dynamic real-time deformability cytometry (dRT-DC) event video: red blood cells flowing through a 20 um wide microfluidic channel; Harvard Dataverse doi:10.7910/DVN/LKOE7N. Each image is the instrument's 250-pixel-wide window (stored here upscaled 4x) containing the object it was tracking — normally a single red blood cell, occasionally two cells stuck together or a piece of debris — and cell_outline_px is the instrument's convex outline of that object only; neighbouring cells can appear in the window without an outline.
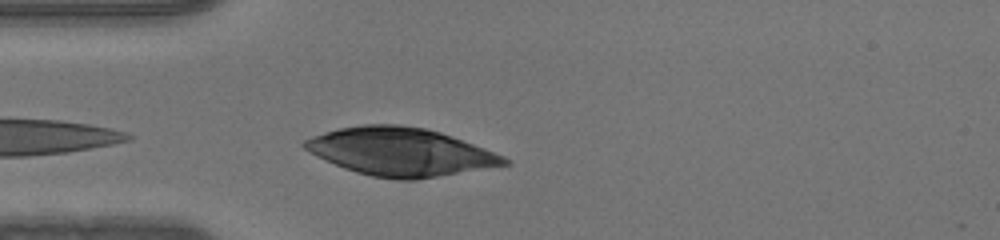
{"species": "human", "species_latin": "Homo sapiens", "temperature_condition": "warm", "stored_images_in_passage": 28, "camera_frame_rate_fps": 3000, "um_per_image_px": 0.085, "donor": {"sex": "male"}, "frame": {"image": 1, "passage_image": 1, "time_ms": 0.0, "image_size_px": [1000, 240], "cell_outline_px": [[512, 164], [416, 180], [400, 180], [372, 176], [356, 172], [344, 168], [316, 156], [304, 148], [300, 144], [304, 140], [312, 136], [324, 132], [340, 128], [364, 124], [400, 124], [424, 128], [440, 132], [452, 136], [484, 148], [504, 156]], "centroid_in_image_um": [34.03, 12.9], "position_along_channel_um": 51.0, "area_um2": 55.78}}
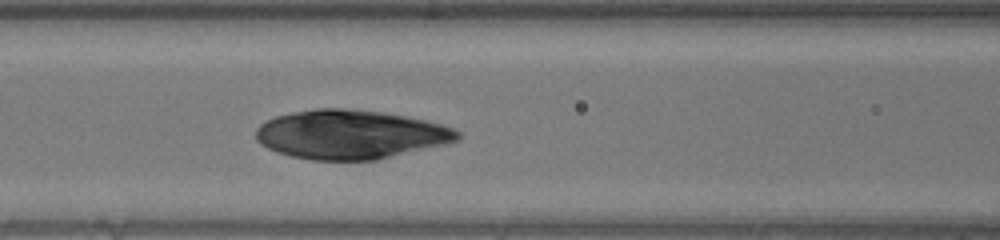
{"frame": {"image": 2, "passage_image": 8, "time_ms": 2.333, "image_size_px": [1000, 240], "cell_outline_px": [[460, 140], [444, 144], [376, 160], [312, 160], [292, 156], [276, 152], [260, 144], [256, 140], [256, 128], [260, 124], [276, 116], [292, 112], [316, 108], [352, 108], [384, 112], [424, 120], [440, 124], [452, 128], [460, 132]], "centroid_in_image_um": [29.76, 11.42], "position_along_channel_um": 136.8, "area_um2": 57.57}}
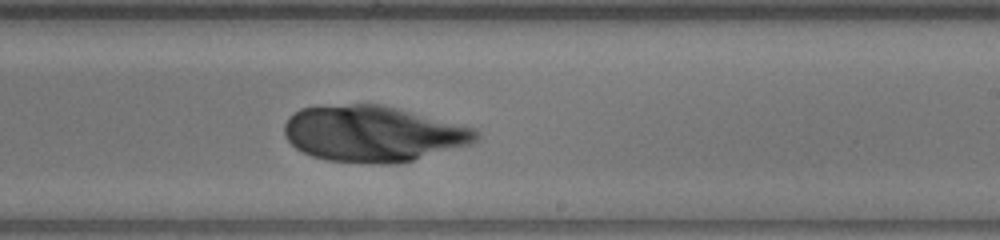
{"frame": {"image": 3, "passage_image": 17, "time_ms": 5.333, "image_size_px": [1000, 240], "cell_outline_px": [[480, 136], [472, 144], [400, 164], [376, 164], [328, 160], [312, 156], [296, 148], [284, 136], [284, 124], [288, 116], [300, 108], [320, 104], [384, 104], [472, 128], [480, 132]], "centroid_in_image_um": [31.67, 11.36], "position_along_channel_um": 257.3, "area_um2": 63.12}}